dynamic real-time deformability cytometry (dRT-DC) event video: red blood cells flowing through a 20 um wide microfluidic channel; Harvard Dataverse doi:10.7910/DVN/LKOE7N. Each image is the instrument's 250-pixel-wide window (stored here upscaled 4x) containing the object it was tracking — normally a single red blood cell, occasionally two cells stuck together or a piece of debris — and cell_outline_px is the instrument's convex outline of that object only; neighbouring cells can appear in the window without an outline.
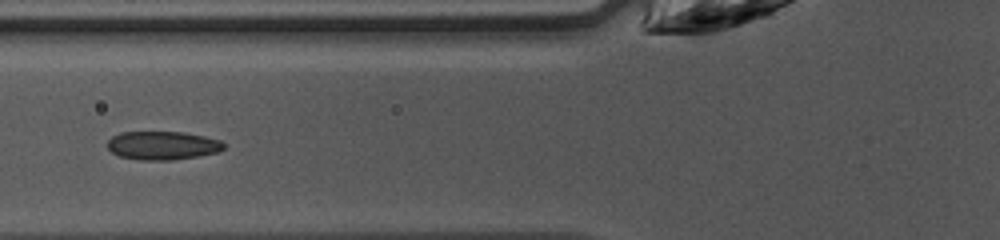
{"species": "common noctule bat (a hibernating species)", "species_latin": "Nyctalus noctula", "temperature_condition": "warm", "stored_images_in_passage": 14, "camera_frame_rate_fps": 3000, "um_per_image_px": 0.085, "animal": {"sex": "female", "body_mass_g": 10.0, "forearm_length_mm": 53.1}, "frame": {"image": 1, "passage_image": 5, "time_ms": 1.333, "image_size_px": [1000, 240], "cell_outline_px": [[224, 148], [216, 152], [196, 156], [172, 160], [136, 160], [120, 156], [112, 152], [108, 148], [108, 140], [112, 136], [120, 132], [184, 132], [204, 136], [220, 140], [224, 144]], "centroid_in_image_um": [13.78, 12.36], "position_along_channel_um": 112.0, "area_um2": 19.25}}
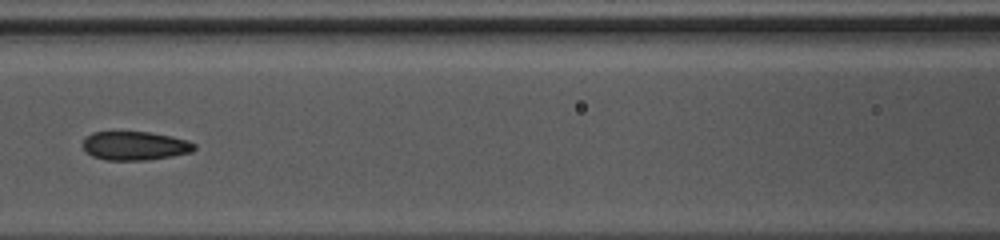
{"frame": {"image": 2, "passage_image": 8, "time_ms": 2.333, "image_size_px": [1000, 240], "cell_outline_px": [[196, 148], [192, 152], [172, 156], [148, 160], [104, 160], [92, 156], [84, 152], [80, 144], [92, 132], [148, 132], [172, 136], [188, 140], [196, 144]], "centroid_in_image_um": [11.45, 12.4], "position_along_channel_um": 155.1, "area_um2": 18.96}}